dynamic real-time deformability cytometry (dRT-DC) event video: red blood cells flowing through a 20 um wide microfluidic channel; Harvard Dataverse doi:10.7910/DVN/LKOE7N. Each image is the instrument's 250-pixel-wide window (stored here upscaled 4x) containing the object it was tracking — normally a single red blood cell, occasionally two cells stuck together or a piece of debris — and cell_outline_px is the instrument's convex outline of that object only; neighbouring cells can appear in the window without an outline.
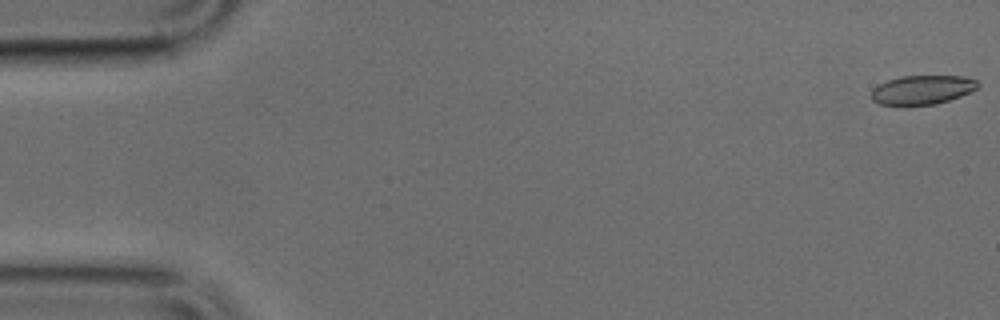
{"species": "common noctule bat (a hibernating species)", "species_latin": "Nyctalus noctula", "temperature_condition": "cold", "stored_images_in_passage": 3, "camera_frame_rate_fps": 3000, "um_per_image_px": 0.085, "animal": {"sex": "male", "body_mass_g": 17.9, "forearm_length_mm": 54.2}, "frame": {"image": 1, "passage_image": 1, "time_ms": 0.0, "image_size_px": [1000, 320], "cell_outline_px": [[980, 84], [976, 88], [960, 96], [936, 104], [904, 108], [900, 108], [880, 104], [872, 100], [872, 88], [876, 84], [900, 76], [964, 76], [976, 80]], "centroid_in_image_um": [78.3, 7.67], "position_along_channel_um": 6.7, "area_um2": 18.67}}